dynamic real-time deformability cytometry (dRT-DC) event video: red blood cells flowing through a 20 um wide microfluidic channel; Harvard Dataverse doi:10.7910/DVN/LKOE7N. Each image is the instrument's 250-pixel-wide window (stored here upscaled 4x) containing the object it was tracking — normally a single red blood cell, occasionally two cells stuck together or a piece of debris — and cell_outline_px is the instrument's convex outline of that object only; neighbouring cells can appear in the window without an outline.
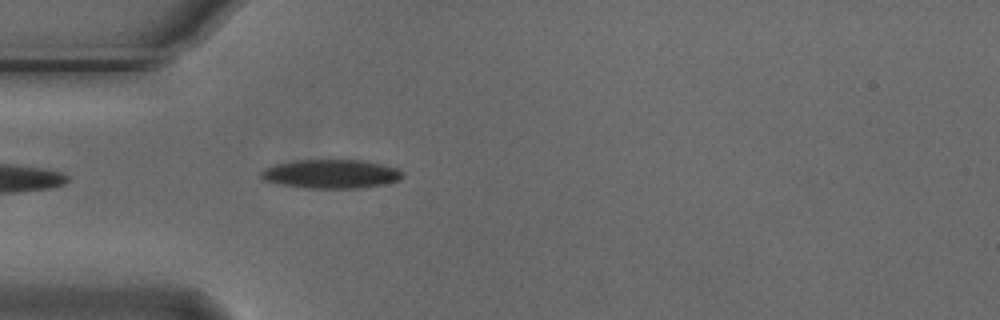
{"species": "Egyptian fruit bat (a non-hibernating species)", "species_latin": "Rousettus aegyptiacus", "temperature_condition": "cold", "stored_images_in_passage": 28, "camera_frame_rate_fps": 3000, "um_per_image_px": 0.085, "animal": {"sex": "male"}, "frame": {"image": 1, "passage_image": 1, "time_ms": 0.0, "image_size_px": [1000, 320], "cell_outline_px": [[404, 176], [396, 180], [384, 184], [360, 188], [304, 188], [280, 184], [264, 180], [260, 176], [260, 172], [264, 168], [276, 164], [296, 160], [360, 160], [400, 168]], "centroid_in_image_um": [28.12, 14.78], "position_along_channel_um": 56.9, "area_um2": 23.76}}
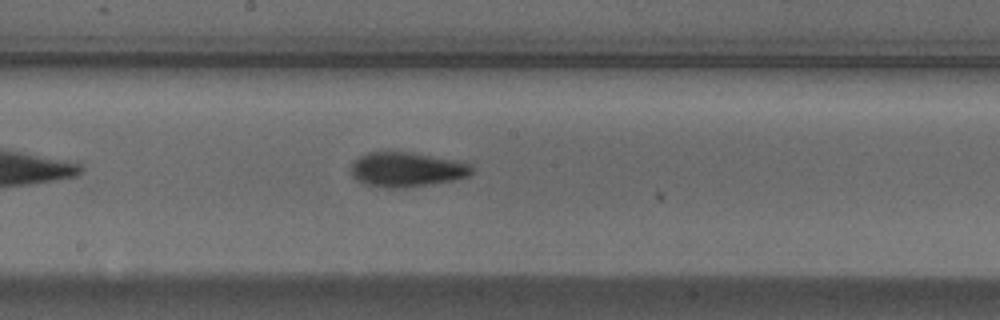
{"frame": {"image": 2, "passage_image": 14, "time_ms": 4.333, "image_size_px": [1000, 320], "cell_outline_px": [[472, 172], [468, 176], [456, 180], [404, 188], [376, 188], [364, 184], [356, 180], [352, 176], [352, 160], [368, 152], [412, 152], [468, 160], [472, 164]], "centroid_in_image_um": [34.63, 14.4], "position_along_channel_um": 213.6, "area_um2": 25.26}}
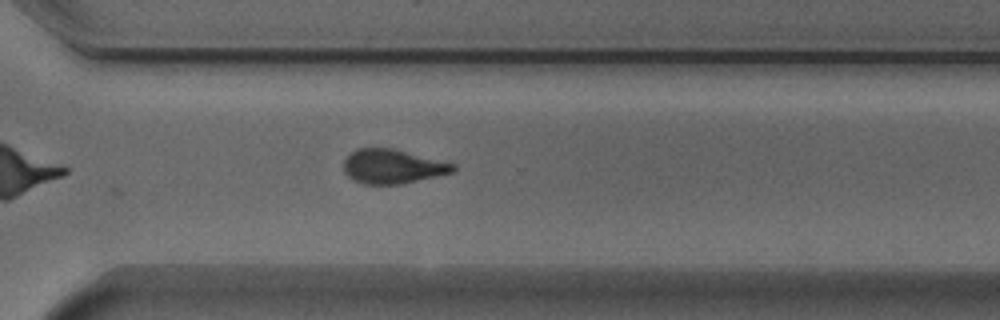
{"frame": {"image": 3, "passage_image": 24, "time_ms": 7.667, "image_size_px": [1000, 320], "cell_outline_px": [[456, 168], [452, 172], [400, 184], [364, 184], [352, 180], [344, 172], [344, 160], [356, 148], [392, 148], [456, 164]], "centroid_in_image_um": [33.33, 14.15], "position_along_channel_um": 337.3, "area_um2": 21.62}, "authors_computed_cell_mechanics": {"area_um2": 23.8425, "velocity_mm_per_s": 3.7216, "shape_relaxation_time_tau1_ms": 3.0814, "shape_relaxation_time_tau2_ms": 5.2634, "deformation_change_tau1": 0.1313, "deformation_change_tau2": 0.12}}